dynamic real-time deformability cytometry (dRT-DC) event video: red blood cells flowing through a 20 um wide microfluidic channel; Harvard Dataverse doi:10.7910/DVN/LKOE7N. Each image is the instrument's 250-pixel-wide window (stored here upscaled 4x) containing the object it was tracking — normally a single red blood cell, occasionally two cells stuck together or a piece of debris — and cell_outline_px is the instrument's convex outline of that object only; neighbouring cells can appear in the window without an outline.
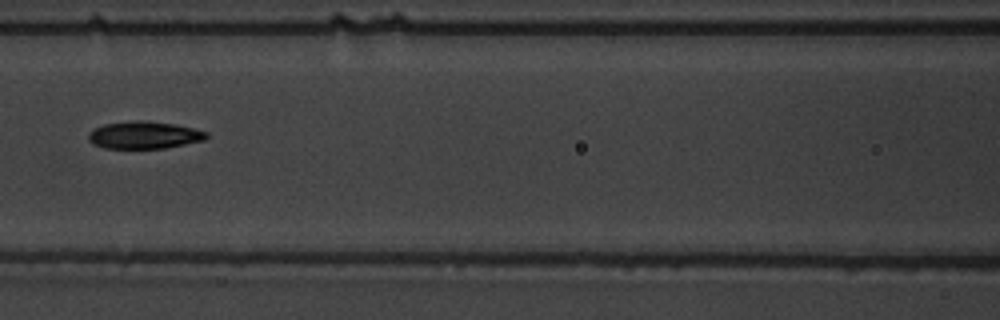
{"species": "common noctule bat (a hibernating species)", "species_latin": "Nyctalus noctula", "temperature_condition": "warm", "stored_images_in_passage": 5, "camera_frame_rate_fps": 3000, "um_per_image_px": 0.085, "animal": {"sex": "male", "body_mass_g": 19.5, "forearm_length_mm": 54.6}, "frame": {"image": 1, "passage_image": 5, "time_ms": 4.667, "image_size_px": [1000, 320], "cell_outline_px": [[208, 136], [204, 140], [164, 148], [104, 148], [92, 144], [88, 140], [88, 132], [92, 128], [104, 124], [172, 124], [192, 128], [208, 132]], "centroid_in_image_um": [12.22, 11.54], "position_along_channel_um": 154.4, "area_um2": 17.69}}